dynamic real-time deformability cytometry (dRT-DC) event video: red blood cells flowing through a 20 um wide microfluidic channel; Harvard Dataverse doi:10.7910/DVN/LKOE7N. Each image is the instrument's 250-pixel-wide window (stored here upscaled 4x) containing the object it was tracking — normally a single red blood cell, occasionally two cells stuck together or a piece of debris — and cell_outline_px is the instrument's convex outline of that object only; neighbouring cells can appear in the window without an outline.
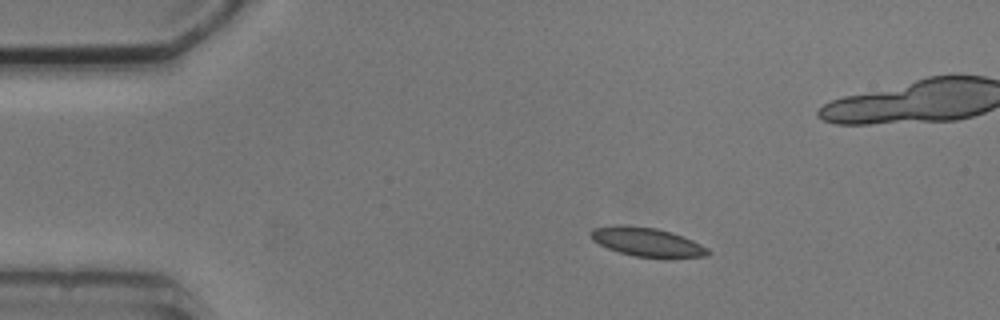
{"species": "common noctule bat (a hibernating species)", "species_latin": "Nyctalus noctula", "temperature_condition": "cold", "stored_images_in_passage": 6, "camera_frame_rate_fps": 3000, "um_per_image_px": 0.085, "animal": {"sex": "male", "body_mass_g": 20.5, "forearm_length_mm": 52.5}, "frame": {"image": 1, "passage_image": 3, "time_ms": 2.333, "image_size_px": [1000, 320], "cell_outline_px": [[712, 252], [708, 256], [636, 256], [620, 252], [608, 248], [592, 240], [588, 232], [592, 228], [616, 224], [624, 224], [656, 228], [672, 232], [692, 240], [708, 248]], "centroid_in_image_um": [54.93, 20.52], "position_along_channel_um": 30.1, "area_um2": 19.42}}